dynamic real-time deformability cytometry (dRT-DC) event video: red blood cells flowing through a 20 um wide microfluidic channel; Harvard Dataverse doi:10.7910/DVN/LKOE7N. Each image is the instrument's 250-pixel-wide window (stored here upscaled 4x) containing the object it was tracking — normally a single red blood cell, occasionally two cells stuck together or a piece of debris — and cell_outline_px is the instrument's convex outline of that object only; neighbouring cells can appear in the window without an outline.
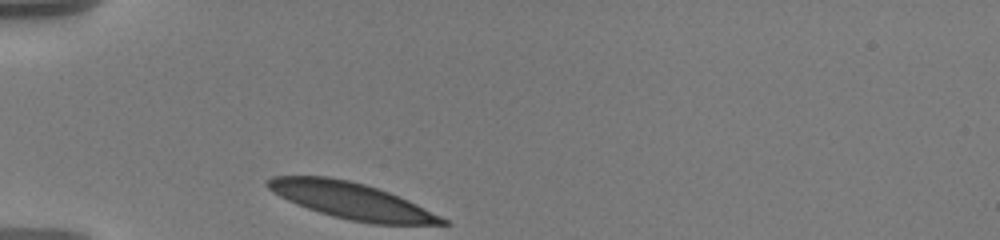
{"species": "human", "species_latin": "Homo sapiens", "temperature_condition": "warm", "stored_images_in_passage": 33, "camera_frame_rate_fps": 3000, "um_per_image_px": 0.085, "donor": {"sex": "male"}, "frame": {"image": 1, "passage_image": 1, "time_ms": 0.0, "image_size_px": [1000, 240], "cell_outline_px": [[452, 224], [372, 224], [332, 216], [296, 204], [272, 192], [264, 184], [264, 180], [272, 176], [328, 176], [348, 180], [364, 184], [388, 192], [408, 200], [448, 220]], "centroid_in_image_um": [29.82, 17.05], "position_along_channel_um": 55.2, "area_um2": 36.59}}
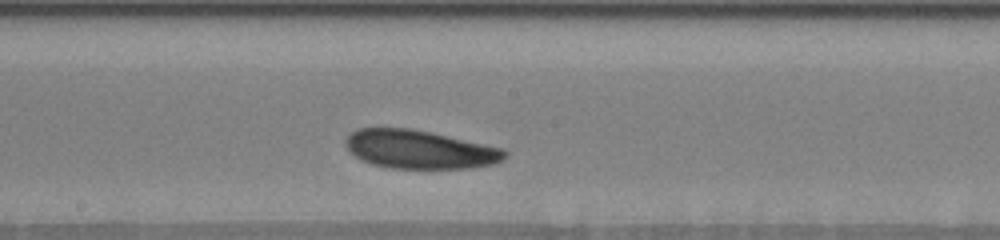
{"frame": {"image": 2, "passage_image": 16, "time_ms": 5.0, "image_size_px": [1000, 240], "cell_outline_px": [[508, 156], [492, 164], [468, 168], [388, 168], [372, 164], [360, 160], [348, 152], [344, 144], [344, 140], [352, 132], [360, 128], [408, 128], [428, 132], [504, 148], [508, 152]], "centroid_in_image_um": [35.62, 12.71], "position_along_channel_um": 212.6, "area_um2": 35.66}}
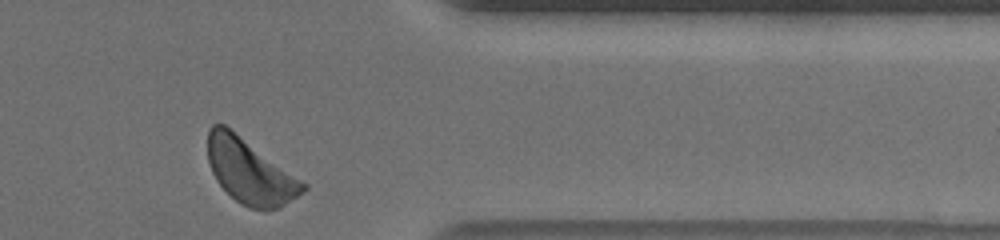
{"frame": {"image": 3, "passage_image": 32, "time_ms": 10.333, "image_size_px": [1000, 240], "cell_outline_px": [[308, 188], [304, 192], [280, 208], [248, 208], [240, 204], [216, 180], [212, 172], [208, 160], [208, 128], [212, 124], [224, 124], [308, 184]], "centroid_in_image_um": [21.25, 14.57], "position_along_channel_um": 390.1, "area_um2": 35.49}, "authors_computed_cell_mechanics": {"area_um2": 35.547, "velocity_mm_per_s": 3.497, "shape_relaxation_time_tau1_ms": 1.8478, "shape_relaxation_time_tau2_ms": 10.0581, "deformation_change_tau1": 0.0879, "deformation_change_tau2": 0.1785}}